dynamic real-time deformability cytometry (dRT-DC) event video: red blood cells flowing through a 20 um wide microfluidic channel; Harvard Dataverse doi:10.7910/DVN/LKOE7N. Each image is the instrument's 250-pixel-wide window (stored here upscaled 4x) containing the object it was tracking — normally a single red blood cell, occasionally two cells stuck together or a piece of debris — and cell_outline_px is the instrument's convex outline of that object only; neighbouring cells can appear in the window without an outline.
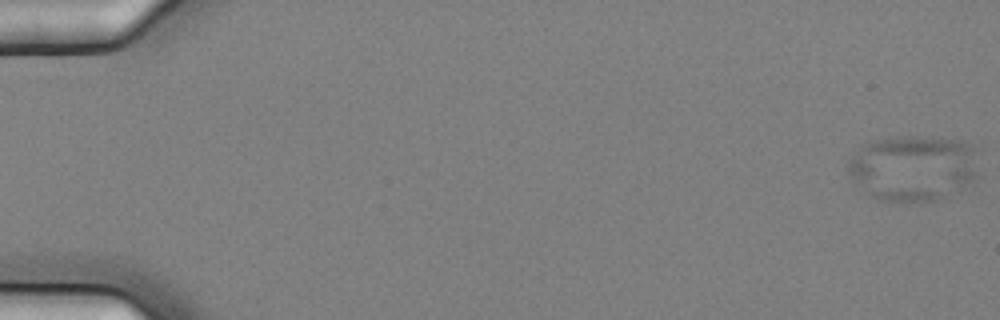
{"species": "common noctule bat (a hibernating species)", "species_latin": "Nyctalus noctula", "temperature_condition": "cold", "stored_images_in_passage": 6, "camera_frame_rate_fps": 3000, "um_per_image_px": 0.085, "animal": {"sex": "female", "body_mass_g": 25.1}, "frame": {"image": 1, "passage_image": 1, "time_ms": 0.0, "image_size_px": [1000, 320], "cell_outline_px": [[976, 176], [972, 180], [944, 200], [920, 204], [876, 200], [868, 196], [852, 180], [848, 172], [848, 160], [860, 144], [872, 140], [908, 136], [912, 136], [964, 140], [972, 144], [976, 148]], "centroid_in_image_um": [77.58, 14.31], "position_along_channel_um": 7.4, "area_um2": 51.5}}
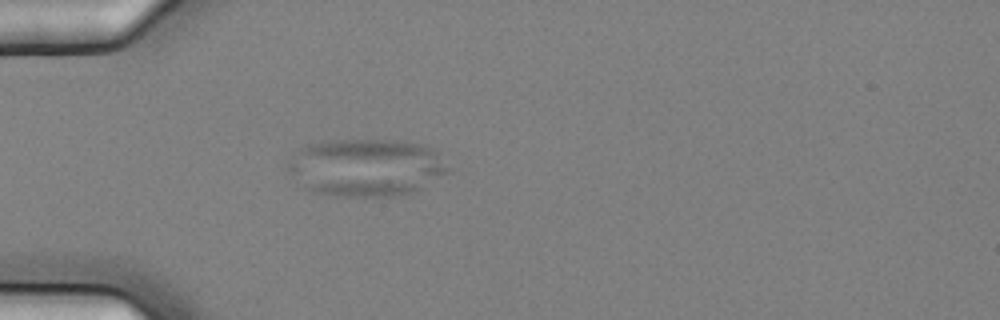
{"frame": {"image": 2, "passage_image": 6, "time_ms": 1.667, "image_size_px": [1000, 320], "cell_outline_px": [[448, 172], [420, 188], [412, 192], [392, 196], [332, 196], [312, 192], [304, 188], [288, 168], [288, 160], [304, 144], [320, 140], [400, 140], [424, 144], [432, 148], [436, 152], [448, 168]], "centroid_in_image_um": [31.07, 14.21], "position_along_channel_um": 53.9, "area_um2": 53.81}}